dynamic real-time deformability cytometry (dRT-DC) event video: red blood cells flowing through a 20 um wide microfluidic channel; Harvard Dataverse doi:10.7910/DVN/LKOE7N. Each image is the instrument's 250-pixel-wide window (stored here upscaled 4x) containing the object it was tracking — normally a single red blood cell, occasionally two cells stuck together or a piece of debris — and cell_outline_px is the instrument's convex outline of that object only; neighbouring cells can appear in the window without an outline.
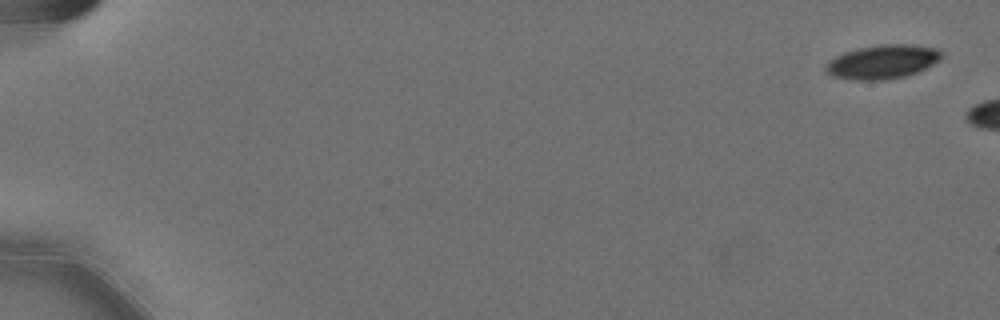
{"species": "Egyptian fruit bat (a non-hibernating species)", "species_latin": "Rousettus aegyptiacus", "temperature_condition": "cold", "stored_images_in_passage": 7, "camera_frame_rate_fps": 3000, "um_per_image_px": 0.085, "animal": {"sex": "female"}, "frame": {"image": 1, "passage_image": 1, "time_ms": 0.0, "image_size_px": [1000, 320], "cell_outline_px": [[940, 60], [916, 72], [904, 76], [884, 80], [848, 80], [832, 76], [824, 72], [824, 68], [828, 60], [844, 52], [860, 48], [880, 44], [908, 44], [940, 48]], "centroid_in_image_um": [74.95, 5.26], "position_along_channel_um": 10.0, "area_um2": 22.95}}